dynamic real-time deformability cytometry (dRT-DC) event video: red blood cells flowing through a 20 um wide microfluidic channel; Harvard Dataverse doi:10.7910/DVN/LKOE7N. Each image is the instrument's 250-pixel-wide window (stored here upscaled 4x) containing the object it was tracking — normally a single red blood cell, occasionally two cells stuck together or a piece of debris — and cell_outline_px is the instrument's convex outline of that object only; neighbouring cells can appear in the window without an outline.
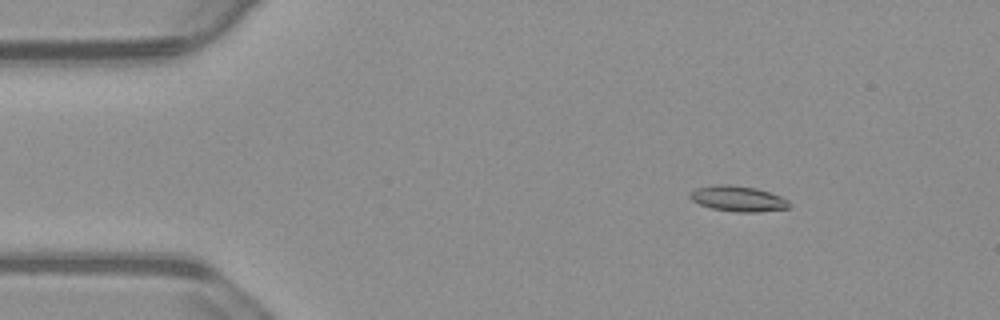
{"species": "common noctule bat (a hibernating species)", "species_latin": "Nyctalus noctula", "temperature_condition": "warm", "stored_images_in_passage": 55, "camera_frame_rate_fps": 3000, "um_per_image_px": 0.085, "animal": {"sex": "male", "body_mass_g": 23.1, "forearm_length_mm": 52.7}, "frame": {"image": 1, "passage_image": 7, "time_ms": 2.0, "image_size_px": [1000, 320], "cell_outline_px": [[792, 208], [756, 212], [736, 212], [712, 208], [700, 204], [692, 200], [688, 196], [696, 188], [712, 184], [728, 184], [756, 188], [780, 196], [788, 200]], "centroid_in_image_um": [62.74, 16.88], "position_along_channel_um": 22.3, "area_um2": 14.8}}
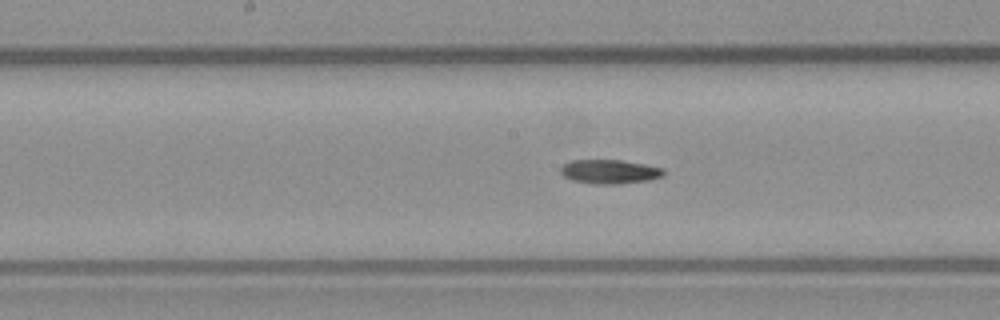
{"frame": {"image": 2, "passage_image": 27, "time_ms": 8.667, "image_size_px": [1000, 320], "cell_outline_px": [[664, 176], [648, 180], [620, 184], [592, 184], [572, 180], [564, 176], [560, 172], [560, 168], [564, 164], [572, 160], [620, 160], [644, 164], [664, 168]], "centroid_in_image_um": [51.82, 14.59], "position_along_channel_um": 196.4, "area_um2": 14.51}}
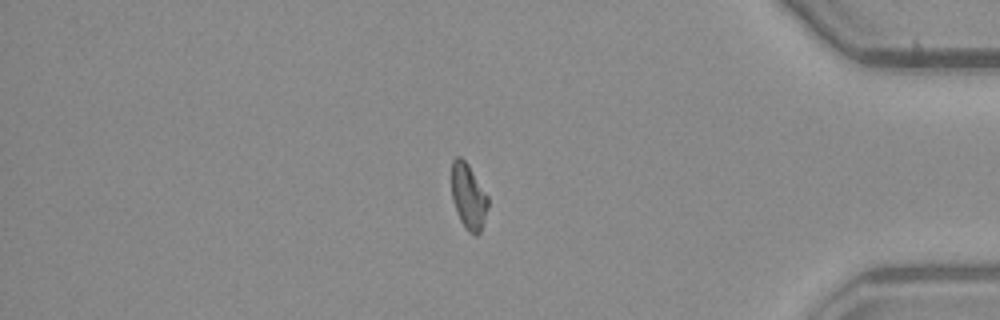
{"frame": {"image": 3, "passage_image": 46, "time_ms": 15.0, "image_size_px": [1000, 320], "cell_outline_px": [[488, 208], [480, 232], [476, 236], [468, 232], [464, 228], [456, 212], [452, 200], [452, 160], [456, 156], [460, 156], [468, 164], [488, 196]], "centroid_in_image_um": [39.81, 16.72], "position_along_channel_um": 395.4, "area_um2": 13.99}}